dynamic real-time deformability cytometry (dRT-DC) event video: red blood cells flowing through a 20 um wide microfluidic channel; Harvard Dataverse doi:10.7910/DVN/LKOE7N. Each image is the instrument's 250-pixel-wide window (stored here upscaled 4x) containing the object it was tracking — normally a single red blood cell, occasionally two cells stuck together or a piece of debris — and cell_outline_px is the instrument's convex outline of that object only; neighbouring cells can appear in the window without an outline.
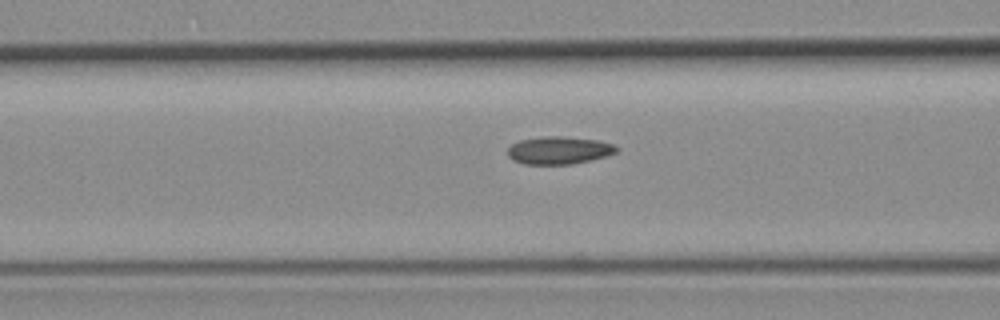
{"species": "common noctule bat (a hibernating species)", "species_latin": "Nyctalus noctula", "temperature_condition": "room temperature", "stored_images_in_passage": 38, "camera_frame_rate_fps": 3000, "um_per_image_px": 0.085, "animal": {"sex": "female", "body_mass_g": 19.3, "forearm_length_mm": 54.1}, "frame": {"image": 1, "passage_image": 16, "time_ms": 5.0, "image_size_px": [1000, 320], "cell_outline_px": [[620, 148], [616, 152], [608, 156], [572, 164], [524, 164], [512, 160], [508, 156], [508, 148], [512, 144], [520, 140], [544, 136], [564, 136], [596, 140], [612, 144]], "centroid_in_image_um": [47.51, 12.78], "position_along_channel_um": 119.1, "area_um2": 17.57}}
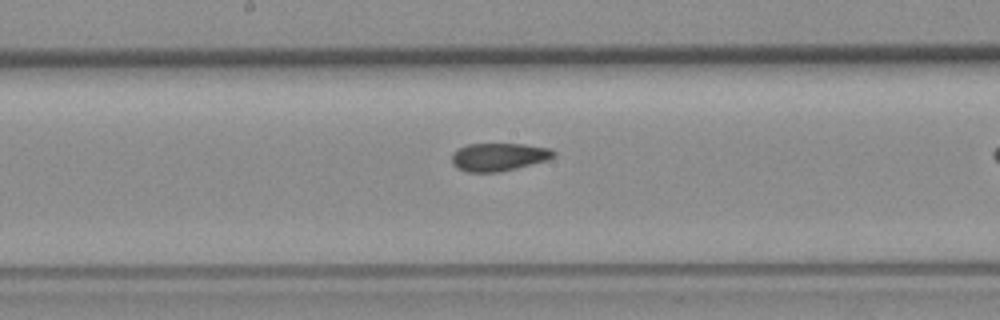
{"frame": {"image": 2, "passage_image": 23, "time_ms": 7.333, "image_size_px": [1000, 320], "cell_outline_px": [[556, 156], [548, 160], [516, 168], [496, 172], [468, 172], [456, 168], [452, 164], [452, 152], [468, 144], [524, 144], [548, 148], [556, 152]], "centroid_in_image_um": [42.39, 13.34], "position_along_channel_um": 205.8, "area_um2": 16.59}}
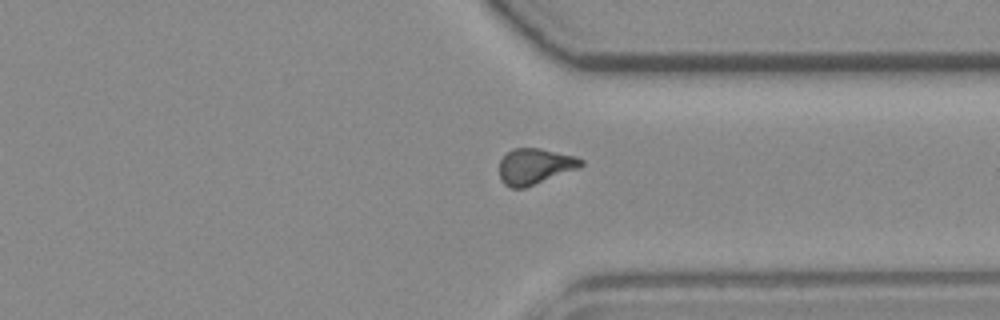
{"frame": {"image": 3, "passage_image": 36, "time_ms": 11.667, "image_size_px": [1000, 320], "cell_outline_px": [[584, 164], [580, 168], [524, 188], [512, 188], [504, 184], [500, 180], [500, 160], [512, 148], [540, 148], [576, 156], [584, 160]], "centroid_in_image_um": [45.49, 14.13], "position_along_channel_um": 365.9, "area_um2": 17.17}}